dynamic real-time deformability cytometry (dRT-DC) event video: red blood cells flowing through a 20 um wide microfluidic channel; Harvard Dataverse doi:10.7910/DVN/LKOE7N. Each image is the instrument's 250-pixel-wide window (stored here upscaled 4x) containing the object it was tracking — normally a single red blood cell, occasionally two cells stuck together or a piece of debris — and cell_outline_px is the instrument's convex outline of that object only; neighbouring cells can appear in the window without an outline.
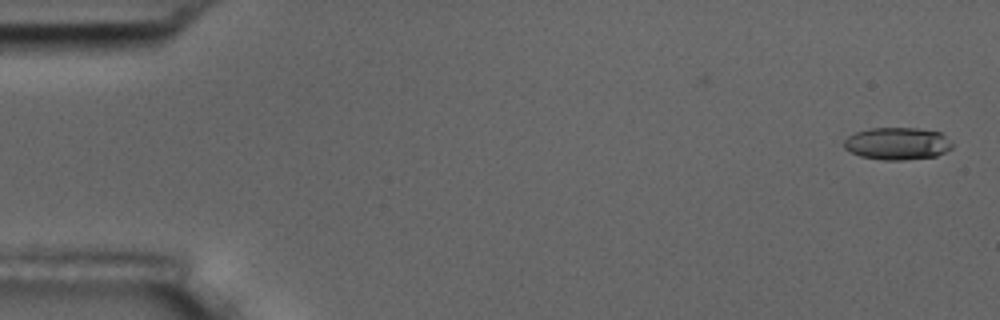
{"species": "common noctule bat (a hibernating species)", "species_latin": "Nyctalus noctula", "temperature_condition": "room temperature", "stored_images_in_passage": 2, "camera_frame_rate_fps": 3000, "um_per_image_px": 0.085, "animal": {"sex": "male", "body_mass_g": 17.5, "forearm_length_mm": 52.3}, "frame": {"image": 1, "passage_image": 2, "time_ms": 1.0, "image_size_px": [1000, 320], "cell_outline_px": [[952, 148], [936, 156], [904, 160], [884, 160], [860, 156], [844, 148], [844, 140], [848, 136], [856, 132], [872, 128], [916, 128], [940, 132], [952, 144]], "centroid_in_image_um": [76.26, 12.21], "position_along_channel_um": 8.7, "area_um2": 20.23}}